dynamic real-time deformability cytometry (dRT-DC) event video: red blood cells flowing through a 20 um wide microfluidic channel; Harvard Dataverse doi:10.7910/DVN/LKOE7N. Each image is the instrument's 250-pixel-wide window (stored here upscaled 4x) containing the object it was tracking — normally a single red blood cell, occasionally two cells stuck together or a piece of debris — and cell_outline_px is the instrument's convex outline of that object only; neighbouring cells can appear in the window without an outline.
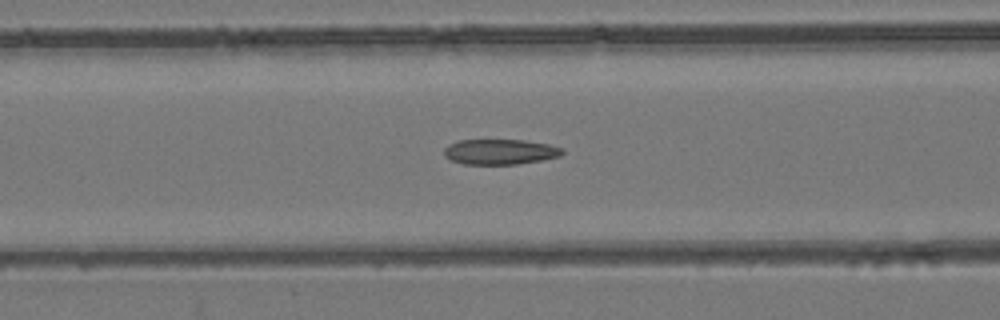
{"species": "common noctule bat (a hibernating species)", "species_latin": "Nyctalus noctula", "temperature_condition": "room temperature", "stored_images_in_passage": 49, "camera_frame_rate_fps": 3000, "um_per_image_px": 0.085, "animal": {"sex": "female", "body_mass_g": 24.6, "forearm_length_mm": 56.2}, "frame": {"image": 1, "passage_image": 23, "time_ms": 7.333, "image_size_px": [1000, 320], "cell_outline_px": [[564, 152], [560, 156], [540, 160], [516, 164], [464, 164], [452, 160], [444, 156], [444, 148], [448, 144], [456, 140], [524, 140], [548, 144], [564, 148]], "centroid_in_image_um": [42.49, 12.89], "position_along_channel_um": 124.1, "area_um2": 17.46}}
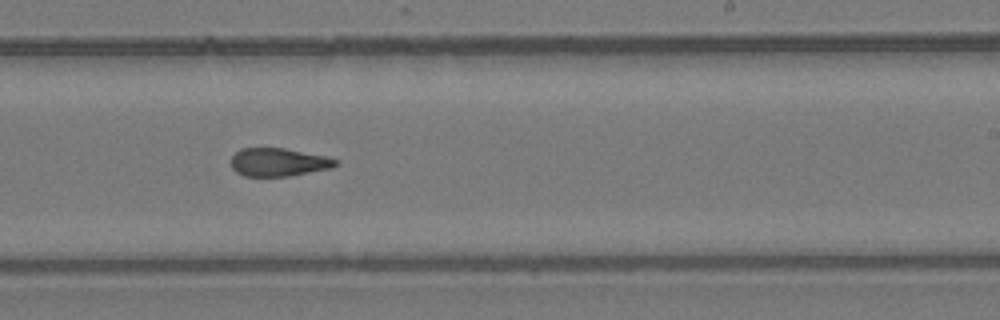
{"frame": {"image": 2, "passage_image": 34, "time_ms": 11.0, "image_size_px": [1000, 320], "cell_outline_px": [[340, 164], [332, 168], [288, 176], [244, 176], [236, 172], [232, 168], [232, 156], [240, 148], [284, 148], [328, 156], [340, 160]], "centroid_in_image_um": [23.73, 13.78], "position_along_channel_um": 265.3, "area_um2": 17.34}}
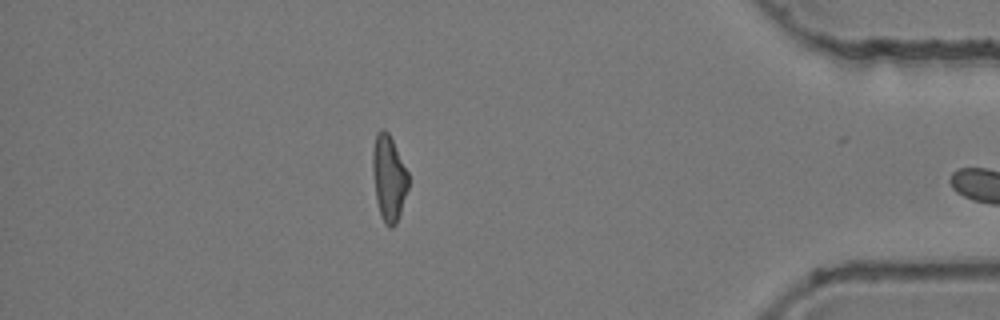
{"frame": {"image": 3, "passage_image": 48, "time_ms": 15.667, "image_size_px": [1000, 320], "cell_outline_px": [[408, 188], [396, 224], [392, 228], [388, 228], [384, 224], [380, 216], [376, 200], [372, 172], [372, 152], [376, 132], [380, 128], [384, 128], [388, 132], [408, 172]], "centroid_in_image_um": [33.02, 15.14], "position_along_channel_um": 402.2, "area_um2": 17.98}}